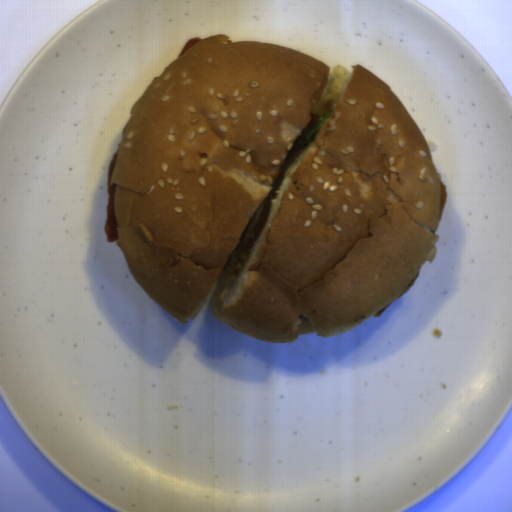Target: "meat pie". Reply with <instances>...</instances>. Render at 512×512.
Segmentation results:
<instances>
[{"label": "meat pie", "instance_id": "b5893723", "mask_svg": "<svg viewBox=\"0 0 512 512\" xmlns=\"http://www.w3.org/2000/svg\"><path fill=\"white\" fill-rule=\"evenodd\" d=\"M274 198V194H270L266 197L260 212L257 216L255 224L252 228V231L244 245V248L241 252V255L238 259V262L233 271L234 275H238L242 268L245 266L250 254L252 253L256 243L258 242L267 222L269 219V215L272 209V200Z\"/></svg>", "mask_w": 512, "mask_h": 512}, {"label": "meat pie", "instance_id": "c0bc52ac", "mask_svg": "<svg viewBox=\"0 0 512 512\" xmlns=\"http://www.w3.org/2000/svg\"><path fill=\"white\" fill-rule=\"evenodd\" d=\"M120 147L117 148L115 154L113 155L110 164L108 166L107 173V183H106V194H107V208H106V218L105 224L103 226L104 234L106 235L107 243L113 244L117 240L118 231L116 226L115 214H114V193L111 185L118 153Z\"/></svg>", "mask_w": 512, "mask_h": 512}, {"label": "meat pie", "instance_id": "742d133d", "mask_svg": "<svg viewBox=\"0 0 512 512\" xmlns=\"http://www.w3.org/2000/svg\"><path fill=\"white\" fill-rule=\"evenodd\" d=\"M439 184H440L441 202H440L438 223L443 215L444 209L446 207V201H447V187L440 179H439Z\"/></svg>", "mask_w": 512, "mask_h": 512}, {"label": "meat pie", "instance_id": "038a4eef", "mask_svg": "<svg viewBox=\"0 0 512 512\" xmlns=\"http://www.w3.org/2000/svg\"><path fill=\"white\" fill-rule=\"evenodd\" d=\"M201 40H204L202 37H192V38H189L183 48L181 49L180 53H179V56H178V59L189 49L191 48L193 45H195L196 43H198L199 41Z\"/></svg>", "mask_w": 512, "mask_h": 512}, {"label": "meat pie", "instance_id": "da49f01a", "mask_svg": "<svg viewBox=\"0 0 512 512\" xmlns=\"http://www.w3.org/2000/svg\"><path fill=\"white\" fill-rule=\"evenodd\" d=\"M419 271H420V267L418 268L417 272L415 273L413 279L411 280L410 284L408 285V287L405 289V291L402 293L401 296H405L406 293L408 292V290L415 284V282L417 281L418 279V276H419ZM399 296V297H401Z\"/></svg>", "mask_w": 512, "mask_h": 512}, {"label": "meat pie", "instance_id": "7a18547d", "mask_svg": "<svg viewBox=\"0 0 512 512\" xmlns=\"http://www.w3.org/2000/svg\"><path fill=\"white\" fill-rule=\"evenodd\" d=\"M392 303V302H390ZM389 303V304H390ZM388 304V305H389ZM388 305H386L385 307H383L382 309H380L379 311H377L376 313H374L373 315H371V318H379L385 311V309L388 307Z\"/></svg>", "mask_w": 512, "mask_h": 512}]
</instances>
